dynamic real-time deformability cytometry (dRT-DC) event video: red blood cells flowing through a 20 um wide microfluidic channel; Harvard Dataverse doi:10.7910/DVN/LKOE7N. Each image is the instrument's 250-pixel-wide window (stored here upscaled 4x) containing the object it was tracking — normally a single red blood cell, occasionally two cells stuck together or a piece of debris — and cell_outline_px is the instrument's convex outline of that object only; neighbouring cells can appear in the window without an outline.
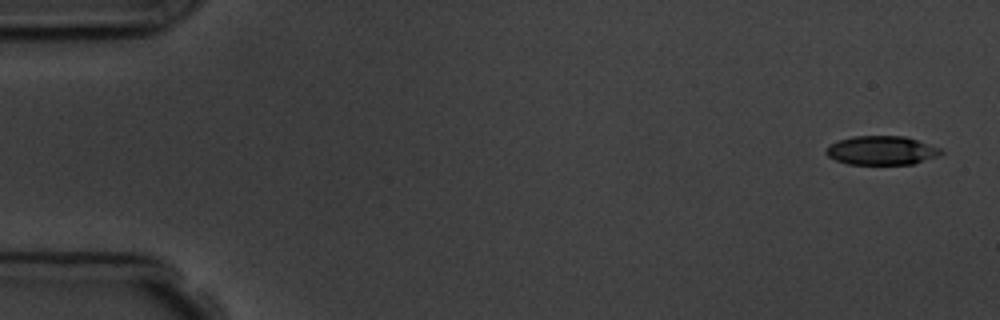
{"species": "common noctule bat (a hibernating species)", "species_latin": "Nyctalus noctula", "temperature_condition": "room temperature", "stored_images_in_passage": 6, "segment_of_instrument_passage": [1, 2], "camera_frame_rate_fps": 3000, "um_per_image_px": 0.085, "animal": {"sex": "male", "body_mass_g": 19.5, "forearm_length_mm": 54.6}, "frame": {"image": 1, "passage_image": 1, "time_ms": 0.0, "image_size_px": [1000, 320], "cell_outline_px": [[944, 152], [940, 156], [912, 164], [848, 164], [836, 160], [828, 156], [824, 152], [828, 144], [852, 136], [904, 136], [940, 148]], "centroid_in_image_um": [74.92, 12.79], "position_along_channel_um": 10.1, "area_um2": 19.36}}
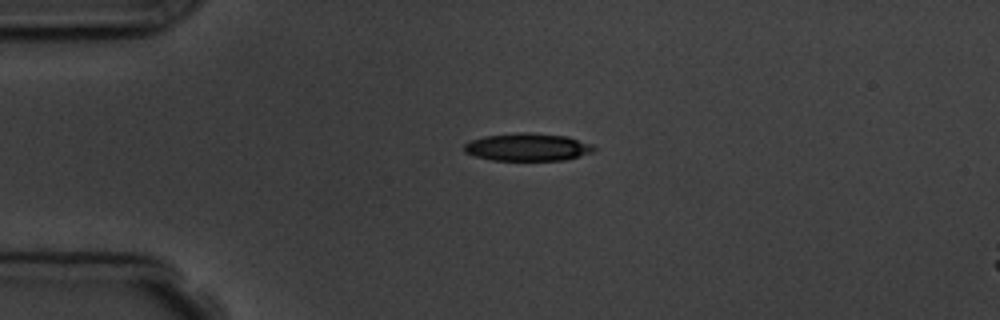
{"frame": {"image": 2, "passage_image": 4, "time_ms": 3.667, "image_size_px": [1000, 320], "cell_outline_px": [[596, 148], [592, 152], [564, 160], [492, 160], [476, 156], [464, 152], [464, 144], [472, 140], [484, 136], [516, 132], [532, 132], [568, 136], [592, 144]], "centroid_in_image_um": [44.85, 12.49], "position_along_channel_um": 40.2, "area_um2": 20.98}}